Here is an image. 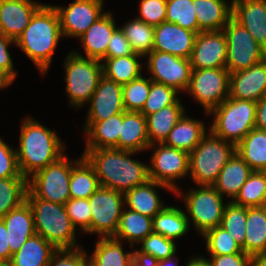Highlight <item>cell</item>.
I'll return each mask as SVG.
<instances>
[{"label":"cell","mask_w":266,"mask_h":266,"mask_svg":"<svg viewBox=\"0 0 266 266\" xmlns=\"http://www.w3.org/2000/svg\"><path fill=\"white\" fill-rule=\"evenodd\" d=\"M253 170L235 153L220 171L213 187L222 195L235 199Z\"/></svg>","instance_id":"cell-29"},{"label":"cell","mask_w":266,"mask_h":266,"mask_svg":"<svg viewBox=\"0 0 266 266\" xmlns=\"http://www.w3.org/2000/svg\"><path fill=\"white\" fill-rule=\"evenodd\" d=\"M194 11L193 0H167L165 21L198 34L202 31Z\"/></svg>","instance_id":"cell-42"},{"label":"cell","mask_w":266,"mask_h":266,"mask_svg":"<svg viewBox=\"0 0 266 266\" xmlns=\"http://www.w3.org/2000/svg\"><path fill=\"white\" fill-rule=\"evenodd\" d=\"M189 219L187 213L182 209L175 206H165L153 217V232L175 241L188 233L190 228Z\"/></svg>","instance_id":"cell-33"},{"label":"cell","mask_w":266,"mask_h":266,"mask_svg":"<svg viewBox=\"0 0 266 266\" xmlns=\"http://www.w3.org/2000/svg\"><path fill=\"white\" fill-rule=\"evenodd\" d=\"M66 93L71 106L83 107L95 92L103 76L102 62L98 59L85 58L82 54L70 52L64 62Z\"/></svg>","instance_id":"cell-7"},{"label":"cell","mask_w":266,"mask_h":266,"mask_svg":"<svg viewBox=\"0 0 266 266\" xmlns=\"http://www.w3.org/2000/svg\"><path fill=\"white\" fill-rule=\"evenodd\" d=\"M82 157L83 155L77 160L70 161L66 155H63L56 162L30 176L28 189L37 198L64 205L70 199L69 184L72 167Z\"/></svg>","instance_id":"cell-8"},{"label":"cell","mask_w":266,"mask_h":266,"mask_svg":"<svg viewBox=\"0 0 266 266\" xmlns=\"http://www.w3.org/2000/svg\"><path fill=\"white\" fill-rule=\"evenodd\" d=\"M179 92L164 84L156 83L151 80L150 92L143 109L140 111L145 117L161 110L168 105H174L178 100Z\"/></svg>","instance_id":"cell-46"},{"label":"cell","mask_w":266,"mask_h":266,"mask_svg":"<svg viewBox=\"0 0 266 266\" xmlns=\"http://www.w3.org/2000/svg\"><path fill=\"white\" fill-rule=\"evenodd\" d=\"M211 256L210 263L212 266H251L253 257L240 252L229 255H209Z\"/></svg>","instance_id":"cell-53"},{"label":"cell","mask_w":266,"mask_h":266,"mask_svg":"<svg viewBox=\"0 0 266 266\" xmlns=\"http://www.w3.org/2000/svg\"><path fill=\"white\" fill-rule=\"evenodd\" d=\"M184 113L185 108L179 99L174 105H168L157 112L147 115V133L150 145L164 143Z\"/></svg>","instance_id":"cell-31"},{"label":"cell","mask_w":266,"mask_h":266,"mask_svg":"<svg viewBox=\"0 0 266 266\" xmlns=\"http://www.w3.org/2000/svg\"><path fill=\"white\" fill-rule=\"evenodd\" d=\"M134 54L129 40L125 37L123 31L118 27L110 41L107 48V53L104 58H115Z\"/></svg>","instance_id":"cell-52"},{"label":"cell","mask_w":266,"mask_h":266,"mask_svg":"<svg viewBox=\"0 0 266 266\" xmlns=\"http://www.w3.org/2000/svg\"><path fill=\"white\" fill-rule=\"evenodd\" d=\"M141 57L143 56L134 53L122 57L103 58L101 60V62L104 61L102 62L103 75L120 85H125L142 75V64L139 60Z\"/></svg>","instance_id":"cell-35"},{"label":"cell","mask_w":266,"mask_h":266,"mask_svg":"<svg viewBox=\"0 0 266 266\" xmlns=\"http://www.w3.org/2000/svg\"><path fill=\"white\" fill-rule=\"evenodd\" d=\"M0 266H12L10 261L0 260Z\"/></svg>","instance_id":"cell-62"},{"label":"cell","mask_w":266,"mask_h":266,"mask_svg":"<svg viewBox=\"0 0 266 266\" xmlns=\"http://www.w3.org/2000/svg\"><path fill=\"white\" fill-rule=\"evenodd\" d=\"M120 29L129 40L134 53L145 57L153 51L154 26L135 17V19L123 24Z\"/></svg>","instance_id":"cell-39"},{"label":"cell","mask_w":266,"mask_h":266,"mask_svg":"<svg viewBox=\"0 0 266 266\" xmlns=\"http://www.w3.org/2000/svg\"><path fill=\"white\" fill-rule=\"evenodd\" d=\"M226 0H193L199 29L219 31L232 18V4Z\"/></svg>","instance_id":"cell-28"},{"label":"cell","mask_w":266,"mask_h":266,"mask_svg":"<svg viewBox=\"0 0 266 266\" xmlns=\"http://www.w3.org/2000/svg\"><path fill=\"white\" fill-rule=\"evenodd\" d=\"M136 153L101 148L85 149L83 156L93 166L102 187L125 194L150 180L148 165L130 157Z\"/></svg>","instance_id":"cell-1"},{"label":"cell","mask_w":266,"mask_h":266,"mask_svg":"<svg viewBox=\"0 0 266 266\" xmlns=\"http://www.w3.org/2000/svg\"><path fill=\"white\" fill-rule=\"evenodd\" d=\"M26 201L33 214L35 233L51 243L56 249L78 248L76 228L65 206L37 198L29 189Z\"/></svg>","instance_id":"cell-4"},{"label":"cell","mask_w":266,"mask_h":266,"mask_svg":"<svg viewBox=\"0 0 266 266\" xmlns=\"http://www.w3.org/2000/svg\"><path fill=\"white\" fill-rule=\"evenodd\" d=\"M19 147L15 148L21 175L30 178L40 169L56 162L64 154V143L51 131L34 118L22 121Z\"/></svg>","instance_id":"cell-2"},{"label":"cell","mask_w":266,"mask_h":266,"mask_svg":"<svg viewBox=\"0 0 266 266\" xmlns=\"http://www.w3.org/2000/svg\"><path fill=\"white\" fill-rule=\"evenodd\" d=\"M91 233L99 237H113L117 231L124 204V194L100 187L89 198Z\"/></svg>","instance_id":"cell-13"},{"label":"cell","mask_w":266,"mask_h":266,"mask_svg":"<svg viewBox=\"0 0 266 266\" xmlns=\"http://www.w3.org/2000/svg\"><path fill=\"white\" fill-rule=\"evenodd\" d=\"M15 80L10 74L7 72L0 71V90L2 88L8 87Z\"/></svg>","instance_id":"cell-59"},{"label":"cell","mask_w":266,"mask_h":266,"mask_svg":"<svg viewBox=\"0 0 266 266\" xmlns=\"http://www.w3.org/2000/svg\"><path fill=\"white\" fill-rule=\"evenodd\" d=\"M197 33L175 23L162 22L154 26L153 51L170 53L190 59Z\"/></svg>","instance_id":"cell-18"},{"label":"cell","mask_w":266,"mask_h":266,"mask_svg":"<svg viewBox=\"0 0 266 266\" xmlns=\"http://www.w3.org/2000/svg\"><path fill=\"white\" fill-rule=\"evenodd\" d=\"M244 253L266 258V206L247 208Z\"/></svg>","instance_id":"cell-27"},{"label":"cell","mask_w":266,"mask_h":266,"mask_svg":"<svg viewBox=\"0 0 266 266\" xmlns=\"http://www.w3.org/2000/svg\"><path fill=\"white\" fill-rule=\"evenodd\" d=\"M207 116L230 94V72L226 68L192 69L187 88Z\"/></svg>","instance_id":"cell-10"},{"label":"cell","mask_w":266,"mask_h":266,"mask_svg":"<svg viewBox=\"0 0 266 266\" xmlns=\"http://www.w3.org/2000/svg\"><path fill=\"white\" fill-rule=\"evenodd\" d=\"M234 204L244 207L266 206V176L262 171H253L241 187Z\"/></svg>","instance_id":"cell-40"},{"label":"cell","mask_w":266,"mask_h":266,"mask_svg":"<svg viewBox=\"0 0 266 266\" xmlns=\"http://www.w3.org/2000/svg\"><path fill=\"white\" fill-rule=\"evenodd\" d=\"M27 190L26 177L0 179V219L26 201Z\"/></svg>","instance_id":"cell-41"},{"label":"cell","mask_w":266,"mask_h":266,"mask_svg":"<svg viewBox=\"0 0 266 266\" xmlns=\"http://www.w3.org/2000/svg\"><path fill=\"white\" fill-rule=\"evenodd\" d=\"M122 125V113L103 121H86L85 149L116 148L118 149L119 133Z\"/></svg>","instance_id":"cell-25"},{"label":"cell","mask_w":266,"mask_h":266,"mask_svg":"<svg viewBox=\"0 0 266 266\" xmlns=\"http://www.w3.org/2000/svg\"><path fill=\"white\" fill-rule=\"evenodd\" d=\"M42 5L31 0H0L1 34L16 41Z\"/></svg>","instance_id":"cell-20"},{"label":"cell","mask_w":266,"mask_h":266,"mask_svg":"<svg viewBox=\"0 0 266 266\" xmlns=\"http://www.w3.org/2000/svg\"><path fill=\"white\" fill-rule=\"evenodd\" d=\"M247 207L229 201L223 212L220 227L230 233L244 252V239L246 235Z\"/></svg>","instance_id":"cell-43"},{"label":"cell","mask_w":266,"mask_h":266,"mask_svg":"<svg viewBox=\"0 0 266 266\" xmlns=\"http://www.w3.org/2000/svg\"><path fill=\"white\" fill-rule=\"evenodd\" d=\"M150 146L147 120L141 112L122 113V125L118 139V149L140 152Z\"/></svg>","instance_id":"cell-24"},{"label":"cell","mask_w":266,"mask_h":266,"mask_svg":"<svg viewBox=\"0 0 266 266\" xmlns=\"http://www.w3.org/2000/svg\"><path fill=\"white\" fill-rule=\"evenodd\" d=\"M156 188H163L172 191L168 186L148 180L142 185L131 189L124 194V204L133 211L141 213L145 216L153 218L164 207V203L160 200Z\"/></svg>","instance_id":"cell-26"},{"label":"cell","mask_w":266,"mask_h":266,"mask_svg":"<svg viewBox=\"0 0 266 266\" xmlns=\"http://www.w3.org/2000/svg\"><path fill=\"white\" fill-rule=\"evenodd\" d=\"M255 128L266 131V95L256 102Z\"/></svg>","instance_id":"cell-56"},{"label":"cell","mask_w":266,"mask_h":266,"mask_svg":"<svg viewBox=\"0 0 266 266\" xmlns=\"http://www.w3.org/2000/svg\"><path fill=\"white\" fill-rule=\"evenodd\" d=\"M236 153L253 171L266 168V131L254 128L237 145Z\"/></svg>","instance_id":"cell-36"},{"label":"cell","mask_w":266,"mask_h":266,"mask_svg":"<svg viewBox=\"0 0 266 266\" xmlns=\"http://www.w3.org/2000/svg\"><path fill=\"white\" fill-rule=\"evenodd\" d=\"M61 37L63 35L56 9L53 5L43 4L15 41V46L25 52L43 75L48 71L53 53Z\"/></svg>","instance_id":"cell-3"},{"label":"cell","mask_w":266,"mask_h":266,"mask_svg":"<svg viewBox=\"0 0 266 266\" xmlns=\"http://www.w3.org/2000/svg\"><path fill=\"white\" fill-rule=\"evenodd\" d=\"M88 259L82 247L57 249L47 266H86L89 263Z\"/></svg>","instance_id":"cell-50"},{"label":"cell","mask_w":266,"mask_h":266,"mask_svg":"<svg viewBox=\"0 0 266 266\" xmlns=\"http://www.w3.org/2000/svg\"><path fill=\"white\" fill-rule=\"evenodd\" d=\"M251 266H266V258H254Z\"/></svg>","instance_id":"cell-61"},{"label":"cell","mask_w":266,"mask_h":266,"mask_svg":"<svg viewBox=\"0 0 266 266\" xmlns=\"http://www.w3.org/2000/svg\"><path fill=\"white\" fill-rule=\"evenodd\" d=\"M140 243L141 249L139 251L154 256L157 260L171 257L177 253L176 243L173 240L152 232Z\"/></svg>","instance_id":"cell-47"},{"label":"cell","mask_w":266,"mask_h":266,"mask_svg":"<svg viewBox=\"0 0 266 266\" xmlns=\"http://www.w3.org/2000/svg\"><path fill=\"white\" fill-rule=\"evenodd\" d=\"M223 32L227 41L225 68L230 73L245 70L266 58V50L233 18L224 26Z\"/></svg>","instance_id":"cell-9"},{"label":"cell","mask_w":266,"mask_h":266,"mask_svg":"<svg viewBox=\"0 0 266 266\" xmlns=\"http://www.w3.org/2000/svg\"><path fill=\"white\" fill-rule=\"evenodd\" d=\"M121 241L113 237H99L94 252L89 257L93 266H130L132 252H124Z\"/></svg>","instance_id":"cell-38"},{"label":"cell","mask_w":266,"mask_h":266,"mask_svg":"<svg viewBox=\"0 0 266 266\" xmlns=\"http://www.w3.org/2000/svg\"><path fill=\"white\" fill-rule=\"evenodd\" d=\"M264 174H265V176H266V168L262 171Z\"/></svg>","instance_id":"cell-63"},{"label":"cell","mask_w":266,"mask_h":266,"mask_svg":"<svg viewBox=\"0 0 266 266\" xmlns=\"http://www.w3.org/2000/svg\"><path fill=\"white\" fill-rule=\"evenodd\" d=\"M153 218L133 211L129 208L122 210L117 231L113 238L127 240L133 249L134 242L140 243L153 232Z\"/></svg>","instance_id":"cell-34"},{"label":"cell","mask_w":266,"mask_h":266,"mask_svg":"<svg viewBox=\"0 0 266 266\" xmlns=\"http://www.w3.org/2000/svg\"><path fill=\"white\" fill-rule=\"evenodd\" d=\"M203 122L184 114L169 133L164 144L190 153L206 135Z\"/></svg>","instance_id":"cell-30"},{"label":"cell","mask_w":266,"mask_h":266,"mask_svg":"<svg viewBox=\"0 0 266 266\" xmlns=\"http://www.w3.org/2000/svg\"><path fill=\"white\" fill-rule=\"evenodd\" d=\"M266 95V58L251 67L230 73V98L257 102Z\"/></svg>","instance_id":"cell-19"},{"label":"cell","mask_w":266,"mask_h":266,"mask_svg":"<svg viewBox=\"0 0 266 266\" xmlns=\"http://www.w3.org/2000/svg\"><path fill=\"white\" fill-rule=\"evenodd\" d=\"M24 177L19 170L15 148L0 138V179Z\"/></svg>","instance_id":"cell-51"},{"label":"cell","mask_w":266,"mask_h":266,"mask_svg":"<svg viewBox=\"0 0 266 266\" xmlns=\"http://www.w3.org/2000/svg\"><path fill=\"white\" fill-rule=\"evenodd\" d=\"M151 79L142 75L123 85V104L126 112H140L150 92Z\"/></svg>","instance_id":"cell-44"},{"label":"cell","mask_w":266,"mask_h":266,"mask_svg":"<svg viewBox=\"0 0 266 266\" xmlns=\"http://www.w3.org/2000/svg\"><path fill=\"white\" fill-rule=\"evenodd\" d=\"M226 61L227 41L223 30L196 35L190 57L192 69L225 68Z\"/></svg>","instance_id":"cell-16"},{"label":"cell","mask_w":266,"mask_h":266,"mask_svg":"<svg viewBox=\"0 0 266 266\" xmlns=\"http://www.w3.org/2000/svg\"><path fill=\"white\" fill-rule=\"evenodd\" d=\"M166 3L167 0H141L137 19L152 26L160 25L166 19Z\"/></svg>","instance_id":"cell-49"},{"label":"cell","mask_w":266,"mask_h":266,"mask_svg":"<svg viewBox=\"0 0 266 266\" xmlns=\"http://www.w3.org/2000/svg\"><path fill=\"white\" fill-rule=\"evenodd\" d=\"M158 260L144 252L139 251L138 249L133 251V258L131 260L130 266H157Z\"/></svg>","instance_id":"cell-57"},{"label":"cell","mask_w":266,"mask_h":266,"mask_svg":"<svg viewBox=\"0 0 266 266\" xmlns=\"http://www.w3.org/2000/svg\"><path fill=\"white\" fill-rule=\"evenodd\" d=\"M235 153L236 145L208 132L189 153V173L194 183L199 187L213 186L220 171Z\"/></svg>","instance_id":"cell-5"},{"label":"cell","mask_w":266,"mask_h":266,"mask_svg":"<svg viewBox=\"0 0 266 266\" xmlns=\"http://www.w3.org/2000/svg\"><path fill=\"white\" fill-rule=\"evenodd\" d=\"M103 0H75L70 5L54 6L63 37L79 38L104 12Z\"/></svg>","instance_id":"cell-15"},{"label":"cell","mask_w":266,"mask_h":266,"mask_svg":"<svg viewBox=\"0 0 266 266\" xmlns=\"http://www.w3.org/2000/svg\"><path fill=\"white\" fill-rule=\"evenodd\" d=\"M186 266H212L208 258L202 256L190 259Z\"/></svg>","instance_id":"cell-58"},{"label":"cell","mask_w":266,"mask_h":266,"mask_svg":"<svg viewBox=\"0 0 266 266\" xmlns=\"http://www.w3.org/2000/svg\"><path fill=\"white\" fill-rule=\"evenodd\" d=\"M113 18L112 13L105 12L79 37L86 58L101 61L106 56L109 41L118 28Z\"/></svg>","instance_id":"cell-22"},{"label":"cell","mask_w":266,"mask_h":266,"mask_svg":"<svg viewBox=\"0 0 266 266\" xmlns=\"http://www.w3.org/2000/svg\"><path fill=\"white\" fill-rule=\"evenodd\" d=\"M8 231L4 222L0 219V260L10 261L12 253L8 244Z\"/></svg>","instance_id":"cell-55"},{"label":"cell","mask_w":266,"mask_h":266,"mask_svg":"<svg viewBox=\"0 0 266 266\" xmlns=\"http://www.w3.org/2000/svg\"><path fill=\"white\" fill-rule=\"evenodd\" d=\"M86 121H103L111 116L123 113V85L106 78L99 80L90 101Z\"/></svg>","instance_id":"cell-17"},{"label":"cell","mask_w":266,"mask_h":266,"mask_svg":"<svg viewBox=\"0 0 266 266\" xmlns=\"http://www.w3.org/2000/svg\"><path fill=\"white\" fill-rule=\"evenodd\" d=\"M146 57L149 59L146 63L148 72L152 75L149 78L153 82L186 92L192 73L190 59L159 51H152Z\"/></svg>","instance_id":"cell-14"},{"label":"cell","mask_w":266,"mask_h":266,"mask_svg":"<svg viewBox=\"0 0 266 266\" xmlns=\"http://www.w3.org/2000/svg\"><path fill=\"white\" fill-rule=\"evenodd\" d=\"M202 236L206 240V249L210 255H229L243 252L230 233L220 226L206 231Z\"/></svg>","instance_id":"cell-45"},{"label":"cell","mask_w":266,"mask_h":266,"mask_svg":"<svg viewBox=\"0 0 266 266\" xmlns=\"http://www.w3.org/2000/svg\"><path fill=\"white\" fill-rule=\"evenodd\" d=\"M256 102L228 97L209 114L214 121L209 129L215 136L237 145L255 128Z\"/></svg>","instance_id":"cell-6"},{"label":"cell","mask_w":266,"mask_h":266,"mask_svg":"<svg viewBox=\"0 0 266 266\" xmlns=\"http://www.w3.org/2000/svg\"><path fill=\"white\" fill-rule=\"evenodd\" d=\"M174 258L178 259V257H176L175 255L165 258V259H161L158 260L157 266H178V262L176 261V259L174 260ZM176 261V262H174Z\"/></svg>","instance_id":"cell-60"},{"label":"cell","mask_w":266,"mask_h":266,"mask_svg":"<svg viewBox=\"0 0 266 266\" xmlns=\"http://www.w3.org/2000/svg\"><path fill=\"white\" fill-rule=\"evenodd\" d=\"M66 212L74 227L80 226L84 233L91 234V208L88 199H69L65 204ZM78 225V226H77Z\"/></svg>","instance_id":"cell-48"},{"label":"cell","mask_w":266,"mask_h":266,"mask_svg":"<svg viewBox=\"0 0 266 266\" xmlns=\"http://www.w3.org/2000/svg\"><path fill=\"white\" fill-rule=\"evenodd\" d=\"M154 146L156 148L151 156V165H148L149 179L168 186L174 194L182 195L175 180L189 173V153L164 143L152 144L148 149Z\"/></svg>","instance_id":"cell-12"},{"label":"cell","mask_w":266,"mask_h":266,"mask_svg":"<svg viewBox=\"0 0 266 266\" xmlns=\"http://www.w3.org/2000/svg\"><path fill=\"white\" fill-rule=\"evenodd\" d=\"M232 18L266 50V0H233Z\"/></svg>","instance_id":"cell-21"},{"label":"cell","mask_w":266,"mask_h":266,"mask_svg":"<svg viewBox=\"0 0 266 266\" xmlns=\"http://www.w3.org/2000/svg\"><path fill=\"white\" fill-rule=\"evenodd\" d=\"M11 44H15V40L0 34V71L7 72L15 79L17 72L14 69L13 60L8 52L9 45Z\"/></svg>","instance_id":"cell-54"},{"label":"cell","mask_w":266,"mask_h":266,"mask_svg":"<svg viewBox=\"0 0 266 266\" xmlns=\"http://www.w3.org/2000/svg\"><path fill=\"white\" fill-rule=\"evenodd\" d=\"M184 195L181 197L185 200L186 211L198 233L203 235L220 226L226 204L223 203V196L213 186L201 185V188L191 189Z\"/></svg>","instance_id":"cell-11"},{"label":"cell","mask_w":266,"mask_h":266,"mask_svg":"<svg viewBox=\"0 0 266 266\" xmlns=\"http://www.w3.org/2000/svg\"><path fill=\"white\" fill-rule=\"evenodd\" d=\"M57 249L40 235L29 238L22 247L12 254V266H47Z\"/></svg>","instance_id":"cell-32"},{"label":"cell","mask_w":266,"mask_h":266,"mask_svg":"<svg viewBox=\"0 0 266 266\" xmlns=\"http://www.w3.org/2000/svg\"><path fill=\"white\" fill-rule=\"evenodd\" d=\"M101 187L93 166L83 156L73 167L70 176V198L88 199Z\"/></svg>","instance_id":"cell-37"},{"label":"cell","mask_w":266,"mask_h":266,"mask_svg":"<svg viewBox=\"0 0 266 266\" xmlns=\"http://www.w3.org/2000/svg\"><path fill=\"white\" fill-rule=\"evenodd\" d=\"M1 220L8 231V244L12 254L17 252L29 238L36 234L33 214L27 201L10 210Z\"/></svg>","instance_id":"cell-23"}]
</instances>
